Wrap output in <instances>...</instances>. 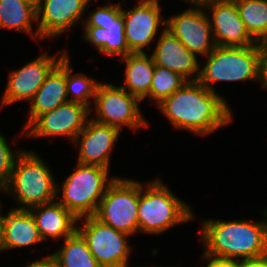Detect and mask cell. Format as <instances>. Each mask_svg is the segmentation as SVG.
Segmentation results:
<instances>
[{
    "label": "cell",
    "mask_w": 267,
    "mask_h": 267,
    "mask_svg": "<svg viewBox=\"0 0 267 267\" xmlns=\"http://www.w3.org/2000/svg\"><path fill=\"white\" fill-rule=\"evenodd\" d=\"M157 105L175 128L199 135H208L232 120L226 101L198 81H186Z\"/></svg>",
    "instance_id": "6da1fadb"
},
{
    "label": "cell",
    "mask_w": 267,
    "mask_h": 267,
    "mask_svg": "<svg viewBox=\"0 0 267 267\" xmlns=\"http://www.w3.org/2000/svg\"><path fill=\"white\" fill-rule=\"evenodd\" d=\"M267 217V210H265ZM203 257L261 261L267 233L264 222L205 220L202 227Z\"/></svg>",
    "instance_id": "7a4b0ae2"
},
{
    "label": "cell",
    "mask_w": 267,
    "mask_h": 267,
    "mask_svg": "<svg viewBox=\"0 0 267 267\" xmlns=\"http://www.w3.org/2000/svg\"><path fill=\"white\" fill-rule=\"evenodd\" d=\"M17 154L11 178L5 186V192L10 195L12 192L19 203L23 204L16 209L29 210L55 201L60 190L45 162L32 151L22 150Z\"/></svg>",
    "instance_id": "3957f363"
},
{
    "label": "cell",
    "mask_w": 267,
    "mask_h": 267,
    "mask_svg": "<svg viewBox=\"0 0 267 267\" xmlns=\"http://www.w3.org/2000/svg\"><path fill=\"white\" fill-rule=\"evenodd\" d=\"M263 47L261 43L246 47L216 46L207 55L208 61L200 69L197 81L212 92H215L212 82L258 81Z\"/></svg>",
    "instance_id": "277c9868"
},
{
    "label": "cell",
    "mask_w": 267,
    "mask_h": 267,
    "mask_svg": "<svg viewBox=\"0 0 267 267\" xmlns=\"http://www.w3.org/2000/svg\"><path fill=\"white\" fill-rule=\"evenodd\" d=\"M144 187L139 183V231L159 234L194 217L189 206L177 198L159 179L149 182Z\"/></svg>",
    "instance_id": "5b68a950"
},
{
    "label": "cell",
    "mask_w": 267,
    "mask_h": 267,
    "mask_svg": "<svg viewBox=\"0 0 267 267\" xmlns=\"http://www.w3.org/2000/svg\"><path fill=\"white\" fill-rule=\"evenodd\" d=\"M109 169L77 162V169L62 183L63 199L58 202L78 220L95 216L102 197L113 178Z\"/></svg>",
    "instance_id": "8992f818"
},
{
    "label": "cell",
    "mask_w": 267,
    "mask_h": 267,
    "mask_svg": "<svg viewBox=\"0 0 267 267\" xmlns=\"http://www.w3.org/2000/svg\"><path fill=\"white\" fill-rule=\"evenodd\" d=\"M139 182L114 178L100 201L95 217L115 230L132 235L139 231Z\"/></svg>",
    "instance_id": "52a82bcc"
},
{
    "label": "cell",
    "mask_w": 267,
    "mask_h": 267,
    "mask_svg": "<svg viewBox=\"0 0 267 267\" xmlns=\"http://www.w3.org/2000/svg\"><path fill=\"white\" fill-rule=\"evenodd\" d=\"M94 102L97 119L93 120L98 123L116 127L119 130L124 125L133 130L148 126V122L140 112L138 105L140 100L120 86L99 83Z\"/></svg>",
    "instance_id": "ba28073f"
},
{
    "label": "cell",
    "mask_w": 267,
    "mask_h": 267,
    "mask_svg": "<svg viewBox=\"0 0 267 267\" xmlns=\"http://www.w3.org/2000/svg\"><path fill=\"white\" fill-rule=\"evenodd\" d=\"M84 218V225L77 231L85 239L88 248L101 267H128L129 234L103 224L95 216Z\"/></svg>",
    "instance_id": "9c48e42d"
},
{
    "label": "cell",
    "mask_w": 267,
    "mask_h": 267,
    "mask_svg": "<svg viewBox=\"0 0 267 267\" xmlns=\"http://www.w3.org/2000/svg\"><path fill=\"white\" fill-rule=\"evenodd\" d=\"M91 109L77 102H67L39 115L25 131L27 136H66L71 140L84 129Z\"/></svg>",
    "instance_id": "30bf717a"
},
{
    "label": "cell",
    "mask_w": 267,
    "mask_h": 267,
    "mask_svg": "<svg viewBox=\"0 0 267 267\" xmlns=\"http://www.w3.org/2000/svg\"><path fill=\"white\" fill-rule=\"evenodd\" d=\"M177 16L170 17L165 26L196 56L208 55L215 47L209 16L201 5H195Z\"/></svg>",
    "instance_id": "8fae6325"
},
{
    "label": "cell",
    "mask_w": 267,
    "mask_h": 267,
    "mask_svg": "<svg viewBox=\"0 0 267 267\" xmlns=\"http://www.w3.org/2000/svg\"><path fill=\"white\" fill-rule=\"evenodd\" d=\"M132 10H123L124 34L131 53H144L158 27L167 25L161 17L159 0H139ZM162 23V24H161Z\"/></svg>",
    "instance_id": "7c38bea8"
},
{
    "label": "cell",
    "mask_w": 267,
    "mask_h": 267,
    "mask_svg": "<svg viewBox=\"0 0 267 267\" xmlns=\"http://www.w3.org/2000/svg\"><path fill=\"white\" fill-rule=\"evenodd\" d=\"M205 11L212 10L210 19L216 46L246 47L257 44L247 32L234 0H212L201 5Z\"/></svg>",
    "instance_id": "4fadbf2b"
},
{
    "label": "cell",
    "mask_w": 267,
    "mask_h": 267,
    "mask_svg": "<svg viewBox=\"0 0 267 267\" xmlns=\"http://www.w3.org/2000/svg\"><path fill=\"white\" fill-rule=\"evenodd\" d=\"M66 55L67 53L63 52L62 55L56 59L55 55L48 56L45 52L21 69L12 71L9 74L1 106H6L18 100L26 99L31 101L51 70Z\"/></svg>",
    "instance_id": "5bb4252c"
},
{
    "label": "cell",
    "mask_w": 267,
    "mask_h": 267,
    "mask_svg": "<svg viewBox=\"0 0 267 267\" xmlns=\"http://www.w3.org/2000/svg\"><path fill=\"white\" fill-rule=\"evenodd\" d=\"M90 0H41L37 5L39 38L54 37L78 23Z\"/></svg>",
    "instance_id": "9a60e30c"
},
{
    "label": "cell",
    "mask_w": 267,
    "mask_h": 267,
    "mask_svg": "<svg viewBox=\"0 0 267 267\" xmlns=\"http://www.w3.org/2000/svg\"><path fill=\"white\" fill-rule=\"evenodd\" d=\"M119 133L118 128L98 123L91 118L73 141H80L78 163L109 169L110 153Z\"/></svg>",
    "instance_id": "2e32d148"
},
{
    "label": "cell",
    "mask_w": 267,
    "mask_h": 267,
    "mask_svg": "<svg viewBox=\"0 0 267 267\" xmlns=\"http://www.w3.org/2000/svg\"><path fill=\"white\" fill-rule=\"evenodd\" d=\"M151 56L155 65L174 71L187 81H197L199 78L198 58L167 28L163 29ZM195 72L196 77L190 78Z\"/></svg>",
    "instance_id": "e0dca14e"
},
{
    "label": "cell",
    "mask_w": 267,
    "mask_h": 267,
    "mask_svg": "<svg viewBox=\"0 0 267 267\" xmlns=\"http://www.w3.org/2000/svg\"><path fill=\"white\" fill-rule=\"evenodd\" d=\"M67 55L51 70L33 99L24 130L41 114L69 102L67 95Z\"/></svg>",
    "instance_id": "ac0fdd59"
},
{
    "label": "cell",
    "mask_w": 267,
    "mask_h": 267,
    "mask_svg": "<svg viewBox=\"0 0 267 267\" xmlns=\"http://www.w3.org/2000/svg\"><path fill=\"white\" fill-rule=\"evenodd\" d=\"M34 217L41 239L67 238L77 230L78 219L57 200L29 209ZM76 225V226H75Z\"/></svg>",
    "instance_id": "d6986e66"
},
{
    "label": "cell",
    "mask_w": 267,
    "mask_h": 267,
    "mask_svg": "<svg viewBox=\"0 0 267 267\" xmlns=\"http://www.w3.org/2000/svg\"><path fill=\"white\" fill-rule=\"evenodd\" d=\"M43 241L28 209H12L4 216V250L30 246Z\"/></svg>",
    "instance_id": "ffe728a7"
},
{
    "label": "cell",
    "mask_w": 267,
    "mask_h": 267,
    "mask_svg": "<svg viewBox=\"0 0 267 267\" xmlns=\"http://www.w3.org/2000/svg\"><path fill=\"white\" fill-rule=\"evenodd\" d=\"M121 59L126 61L125 86L128 93L143 101L150 93L155 64L152 56L144 53H130Z\"/></svg>",
    "instance_id": "44dd1931"
},
{
    "label": "cell",
    "mask_w": 267,
    "mask_h": 267,
    "mask_svg": "<svg viewBox=\"0 0 267 267\" xmlns=\"http://www.w3.org/2000/svg\"><path fill=\"white\" fill-rule=\"evenodd\" d=\"M84 39L92 43L99 52L107 55L127 56L131 53L124 34V19L122 12L109 26H85Z\"/></svg>",
    "instance_id": "7402d4cb"
},
{
    "label": "cell",
    "mask_w": 267,
    "mask_h": 267,
    "mask_svg": "<svg viewBox=\"0 0 267 267\" xmlns=\"http://www.w3.org/2000/svg\"><path fill=\"white\" fill-rule=\"evenodd\" d=\"M37 21V6L29 0H0V28L24 31L36 39L32 21Z\"/></svg>",
    "instance_id": "603a6c76"
},
{
    "label": "cell",
    "mask_w": 267,
    "mask_h": 267,
    "mask_svg": "<svg viewBox=\"0 0 267 267\" xmlns=\"http://www.w3.org/2000/svg\"><path fill=\"white\" fill-rule=\"evenodd\" d=\"M247 32L257 42L267 45V0H234Z\"/></svg>",
    "instance_id": "cb8c5ba5"
},
{
    "label": "cell",
    "mask_w": 267,
    "mask_h": 267,
    "mask_svg": "<svg viewBox=\"0 0 267 267\" xmlns=\"http://www.w3.org/2000/svg\"><path fill=\"white\" fill-rule=\"evenodd\" d=\"M64 240L62 249L53 253L58 267H101L77 230Z\"/></svg>",
    "instance_id": "d4e9b609"
},
{
    "label": "cell",
    "mask_w": 267,
    "mask_h": 267,
    "mask_svg": "<svg viewBox=\"0 0 267 267\" xmlns=\"http://www.w3.org/2000/svg\"><path fill=\"white\" fill-rule=\"evenodd\" d=\"M186 81L180 74L155 65L150 93L147 97L159 104L164 98L179 90Z\"/></svg>",
    "instance_id": "484cf974"
},
{
    "label": "cell",
    "mask_w": 267,
    "mask_h": 267,
    "mask_svg": "<svg viewBox=\"0 0 267 267\" xmlns=\"http://www.w3.org/2000/svg\"><path fill=\"white\" fill-rule=\"evenodd\" d=\"M71 69L67 54V95L71 94L73 96L69 99V102H77L89 108L90 100L88 99L89 97L95 99V92L99 82L87 77L83 73H76L71 76Z\"/></svg>",
    "instance_id": "4316f807"
},
{
    "label": "cell",
    "mask_w": 267,
    "mask_h": 267,
    "mask_svg": "<svg viewBox=\"0 0 267 267\" xmlns=\"http://www.w3.org/2000/svg\"><path fill=\"white\" fill-rule=\"evenodd\" d=\"M120 3L108 4L102 6L93 11L88 20L82 23L84 26H97L103 28V26H109L114 22V19L122 12Z\"/></svg>",
    "instance_id": "83f0119b"
},
{
    "label": "cell",
    "mask_w": 267,
    "mask_h": 267,
    "mask_svg": "<svg viewBox=\"0 0 267 267\" xmlns=\"http://www.w3.org/2000/svg\"><path fill=\"white\" fill-rule=\"evenodd\" d=\"M16 155L8 145L5 137L0 133V185L6 186L11 178Z\"/></svg>",
    "instance_id": "f1b7e54d"
},
{
    "label": "cell",
    "mask_w": 267,
    "mask_h": 267,
    "mask_svg": "<svg viewBox=\"0 0 267 267\" xmlns=\"http://www.w3.org/2000/svg\"><path fill=\"white\" fill-rule=\"evenodd\" d=\"M209 261L206 267H242L243 261L236 259H223V258H213L204 257Z\"/></svg>",
    "instance_id": "f546056e"
},
{
    "label": "cell",
    "mask_w": 267,
    "mask_h": 267,
    "mask_svg": "<svg viewBox=\"0 0 267 267\" xmlns=\"http://www.w3.org/2000/svg\"><path fill=\"white\" fill-rule=\"evenodd\" d=\"M259 82L267 90V45H264L260 59Z\"/></svg>",
    "instance_id": "4dcf8cb0"
},
{
    "label": "cell",
    "mask_w": 267,
    "mask_h": 267,
    "mask_svg": "<svg viewBox=\"0 0 267 267\" xmlns=\"http://www.w3.org/2000/svg\"><path fill=\"white\" fill-rule=\"evenodd\" d=\"M25 267H58V262L55 256L51 254L47 258L43 260L34 261Z\"/></svg>",
    "instance_id": "1f68e13d"
},
{
    "label": "cell",
    "mask_w": 267,
    "mask_h": 267,
    "mask_svg": "<svg viewBox=\"0 0 267 267\" xmlns=\"http://www.w3.org/2000/svg\"><path fill=\"white\" fill-rule=\"evenodd\" d=\"M4 250V215L0 214V252Z\"/></svg>",
    "instance_id": "d6a6232c"
},
{
    "label": "cell",
    "mask_w": 267,
    "mask_h": 267,
    "mask_svg": "<svg viewBox=\"0 0 267 267\" xmlns=\"http://www.w3.org/2000/svg\"><path fill=\"white\" fill-rule=\"evenodd\" d=\"M242 267H266L262 261L243 262Z\"/></svg>",
    "instance_id": "836d02e7"
},
{
    "label": "cell",
    "mask_w": 267,
    "mask_h": 267,
    "mask_svg": "<svg viewBox=\"0 0 267 267\" xmlns=\"http://www.w3.org/2000/svg\"><path fill=\"white\" fill-rule=\"evenodd\" d=\"M261 261L266 265L267 267V233H266V237H265V243H264V252H263V256L261 258Z\"/></svg>",
    "instance_id": "e575fe53"
},
{
    "label": "cell",
    "mask_w": 267,
    "mask_h": 267,
    "mask_svg": "<svg viewBox=\"0 0 267 267\" xmlns=\"http://www.w3.org/2000/svg\"><path fill=\"white\" fill-rule=\"evenodd\" d=\"M187 2L193 3V5H202L206 2L212 1V0H185Z\"/></svg>",
    "instance_id": "d590c367"
},
{
    "label": "cell",
    "mask_w": 267,
    "mask_h": 267,
    "mask_svg": "<svg viewBox=\"0 0 267 267\" xmlns=\"http://www.w3.org/2000/svg\"><path fill=\"white\" fill-rule=\"evenodd\" d=\"M29 1H31L36 6L41 2V0H29Z\"/></svg>",
    "instance_id": "8d00e7d4"
},
{
    "label": "cell",
    "mask_w": 267,
    "mask_h": 267,
    "mask_svg": "<svg viewBox=\"0 0 267 267\" xmlns=\"http://www.w3.org/2000/svg\"><path fill=\"white\" fill-rule=\"evenodd\" d=\"M0 190H3V191H5V187H4V186H2V185H0ZM0 207H1V204H0Z\"/></svg>",
    "instance_id": "74e56055"
}]
</instances>
